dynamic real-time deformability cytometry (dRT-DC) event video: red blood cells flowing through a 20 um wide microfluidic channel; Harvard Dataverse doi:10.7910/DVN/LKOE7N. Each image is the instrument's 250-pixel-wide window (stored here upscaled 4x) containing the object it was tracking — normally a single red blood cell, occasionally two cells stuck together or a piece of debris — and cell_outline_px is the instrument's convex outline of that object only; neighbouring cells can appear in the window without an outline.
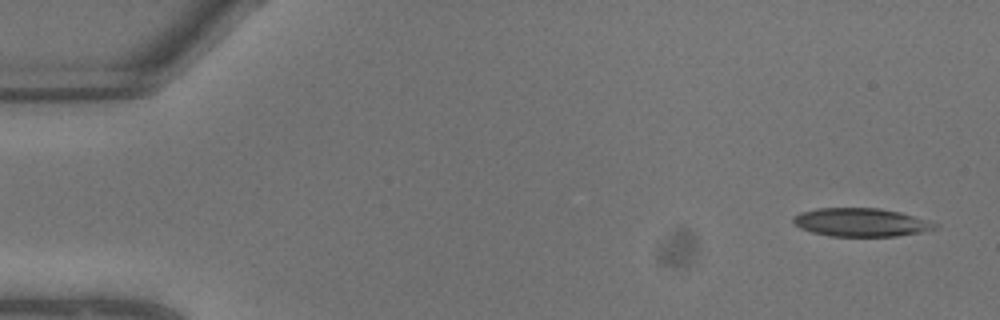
{"species": "common noctule bat (a hibernating species)", "species_latin": "Nyctalus noctula", "temperature_condition": "warm", "stored_images_in_passage": 9, "camera_frame_rate_fps": 3000, "um_per_image_px": 0.085, "animal": {"sex": "male", "body_mass_g": 13.3}, "frame": {"image": 1, "passage_image": 1, "time_ms": 0.0, "image_size_px": [1000, 320], "cell_outline_px": [[940, 228], [920, 232], [896, 236], [828, 236], [812, 232], [800, 228], [792, 220], [792, 216], [800, 212], [816, 208], [880, 208], [900, 212], [940, 224]], "centroid_in_image_um": [73.18, 18.89], "position_along_channel_um": 11.8, "area_um2": 23.52}}
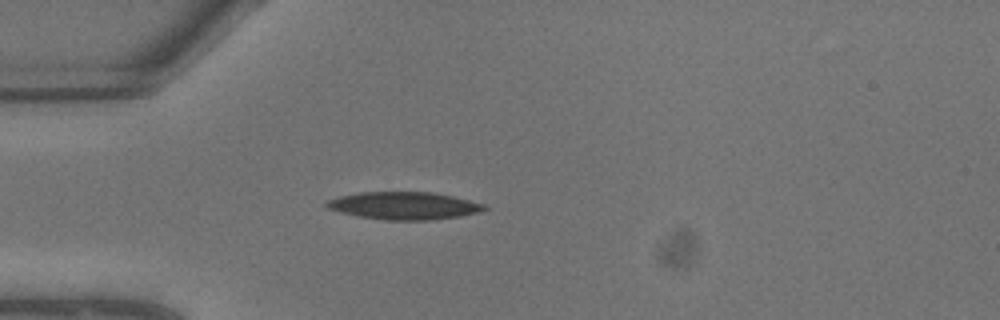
{"frame": {"image": 2, "passage_image": 6, "time_ms": 1.667, "image_size_px": [1000, 320], "cell_outline_px": [[488, 208], [480, 212], [460, 216], [432, 220], [384, 220], [360, 216], [340, 212], [328, 208], [324, 204], [328, 200], [336, 196], [360, 192], [428, 192], [452, 196], [484, 204]], "centroid_in_image_um": [34.32, 17.48], "position_along_channel_um": 50.7, "area_um2": 25.26}}
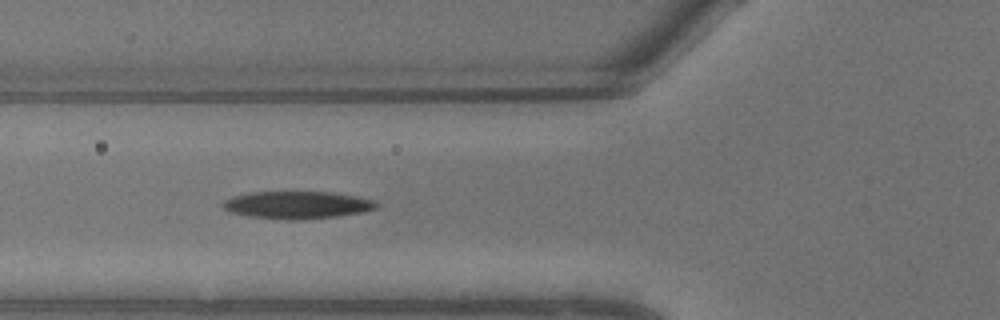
{"frame": {"image": 3, "passage_image": 8, "time_ms": 2.333, "image_size_px": [1000, 320], "cell_outline_px": [[380, 208], [364, 212], [340, 216], [296, 220], [248, 216], [228, 212], [220, 204], [224, 200], [232, 196], [248, 192], [332, 192], [356, 196], [376, 200], [380, 204]], "centroid_in_image_um": [25.3, 17.42], "position_along_channel_um": 100.5, "area_um2": 24.91}}